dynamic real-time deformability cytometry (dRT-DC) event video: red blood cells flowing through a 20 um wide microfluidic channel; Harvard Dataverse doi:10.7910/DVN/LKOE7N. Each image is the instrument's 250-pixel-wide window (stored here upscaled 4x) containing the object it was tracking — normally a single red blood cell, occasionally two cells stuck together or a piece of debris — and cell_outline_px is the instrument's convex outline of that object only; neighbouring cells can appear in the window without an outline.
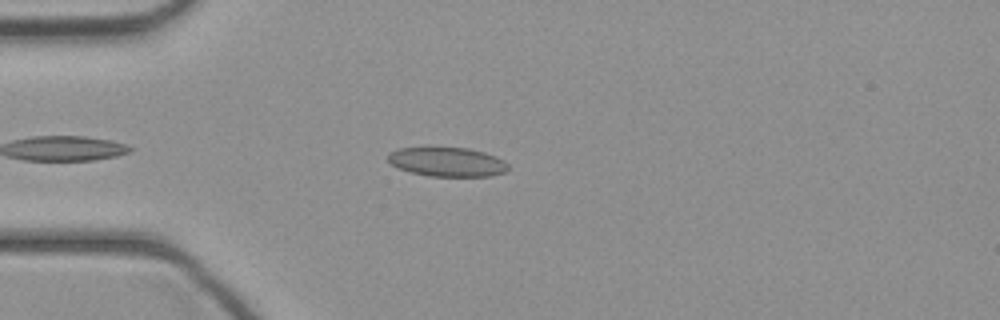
{"species": "common noctule bat (a hibernating species)", "species_latin": "Nyctalus noctula", "temperature_condition": "cold", "stored_images_in_passage": 35, "camera_frame_rate_fps": 3000, "um_per_image_px": 0.085, "animal": {"sex": "female", "body_mass_g": 21.9}, "frame": {"image": 1, "passage_image": 5, "time_ms": 1.333, "image_size_px": [1000, 320], "cell_outline_px": [[508, 168], [504, 172], [492, 176], [428, 176], [412, 172], [400, 168], [392, 164], [388, 160], [388, 152], [396, 148], [468, 148], [484, 152], [496, 156], [504, 160], [508, 164]], "centroid_in_image_um": [38.03, 13.76], "position_along_channel_um": 47.0, "area_um2": 20.35}}
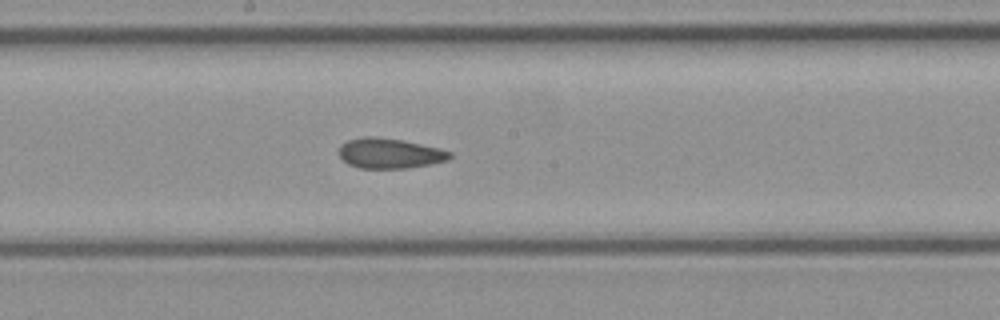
{"frame": {"image": 2, "passage_image": 17, "time_ms": 5.333, "image_size_px": [1000, 320], "cell_outline_px": [[452, 156], [448, 160], [428, 164], [404, 168], [360, 168], [348, 164], [340, 156], [340, 144], [348, 140], [364, 136], [376, 136], [404, 140], [440, 148], [452, 152]], "centroid_in_image_um": [33.13, 13.01], "position_along_channel_um": 215.1, "area_um2": 19.48}}
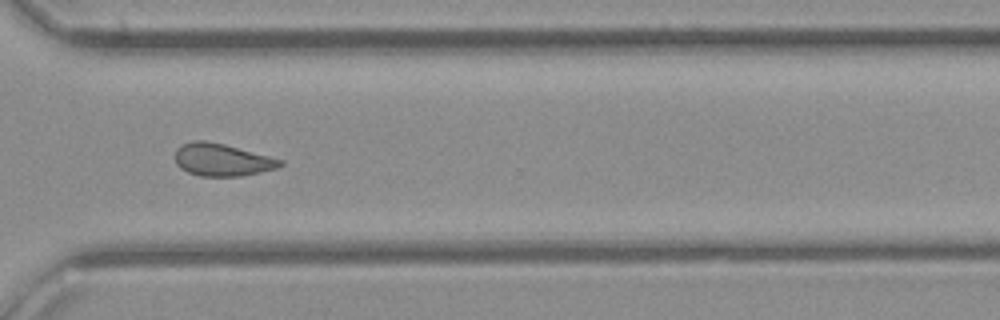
{"frame": {"image": 3, "passage_image": 26, "time_ms": 8.333, "image_size_px": [1000, 320], "cell_outline_px": [[284, 164], [276, 168], [240, 176], [200, 176], [188, 172], [180, 168], [176, 164], [176, 148], [180, 144], [192, 140], [204, 140], [224, 144], [284, 160]], "centroid_in_image_um": [18.84, 13.57], "position_along_channel_um": 351.8, "area_um2": 19.83}}